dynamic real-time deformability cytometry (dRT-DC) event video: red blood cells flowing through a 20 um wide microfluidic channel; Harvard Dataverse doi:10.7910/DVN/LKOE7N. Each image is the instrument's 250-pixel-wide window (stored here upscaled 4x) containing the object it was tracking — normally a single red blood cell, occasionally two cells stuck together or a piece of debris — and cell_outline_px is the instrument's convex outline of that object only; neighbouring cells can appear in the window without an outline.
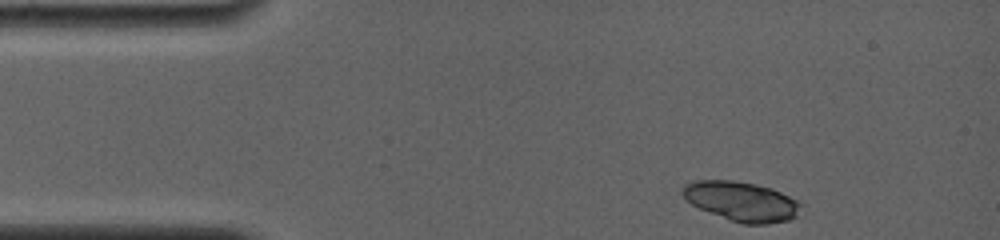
{"species": "common noctule bat (a hibernating species)", "species_latin": "Nyctalus noctula", "temperature_condition": "room temperature", "stored_images_in_passage": 6, "camera_frame_rate_fps": 4000, "um_per_image_px": 0.085, "animal": {"sex": "female", "body_mass_g": 19.0, "forearm_length_mm": 56.7}, "frame": {"image": 1, "passage_image": 1, "time_ms": 0.0, "image_size_px": [1000, 240], "cell_outline_px": [[804, 204], [796, 216], [788, 220], [768, 224], [744, 224], [732, 220], [700, 208], [684, 200], [680, 192], [680, 188], [684, 184], [696, 180], [732, 180], [756, 184], [772, 188]], "centroid_in_image_um": [63.01, 17.1], "position_along_channel_um": 22.0, "area_um2": 27.28}}
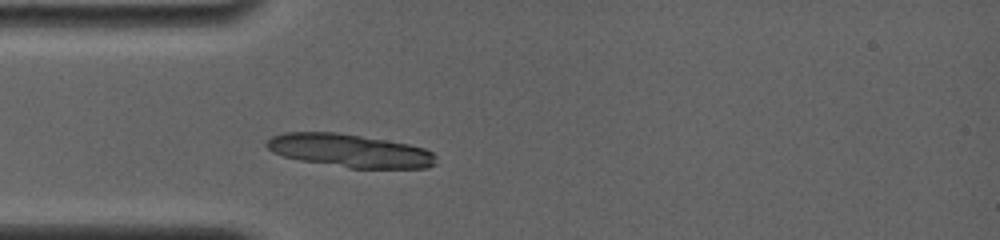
{"frame": {"image": 2, "passage_image": 6, "time_ms": 2.5, "image_size_px": [1000, 240], "cell_outline_px": [[436, 164], [424, 168], [348, 168], [300, 160], [284, 156], [272, 152], [264, 144], [272, 136], [284, 132], [336, 132], [408, 144], [424, 148], [432, 152], [436, 156]], "centroid_in_image_um": [29.71, 12.81], "position_along_channel_um": 55.3, "area_um2": 32.6}}